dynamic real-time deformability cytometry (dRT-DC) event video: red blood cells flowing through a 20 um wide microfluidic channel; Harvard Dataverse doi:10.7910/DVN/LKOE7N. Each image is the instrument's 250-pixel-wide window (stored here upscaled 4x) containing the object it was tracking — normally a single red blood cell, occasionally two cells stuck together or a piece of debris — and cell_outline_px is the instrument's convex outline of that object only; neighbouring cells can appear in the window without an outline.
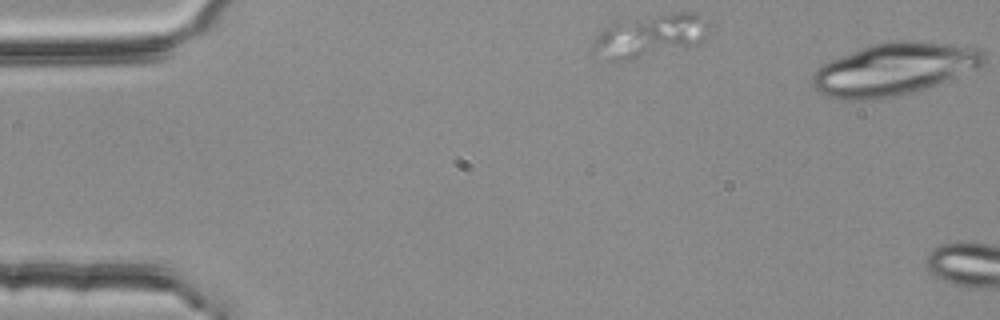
{"species": "common noctule bat (a hibernating species)", "species_latin": "Nyctalus noctula", "temperature_condition": "room temperature", "stored_images_in_passage": 2, "camera_frame_rate_fps": 3000, "um_per_image_px": 0.085, "animal": {"sex": "female", "body_mass_g": 25.1}, "frame": {"image": 1, "passage_image": 1, "time_ms": 0.0, "image_size_px": [1000, 320], "cell_outline_px": [[708, 32], [696, 44], [632, 60], [608, 60], [592, 52], [592, 44], [600, 32], [616, 16], [672, 12], [696, 12], [708, 24]], "centroid_in_image_um": [55.14, 2.96], "position_along_channel_um": 29.9, "area_um2": 29.94}}